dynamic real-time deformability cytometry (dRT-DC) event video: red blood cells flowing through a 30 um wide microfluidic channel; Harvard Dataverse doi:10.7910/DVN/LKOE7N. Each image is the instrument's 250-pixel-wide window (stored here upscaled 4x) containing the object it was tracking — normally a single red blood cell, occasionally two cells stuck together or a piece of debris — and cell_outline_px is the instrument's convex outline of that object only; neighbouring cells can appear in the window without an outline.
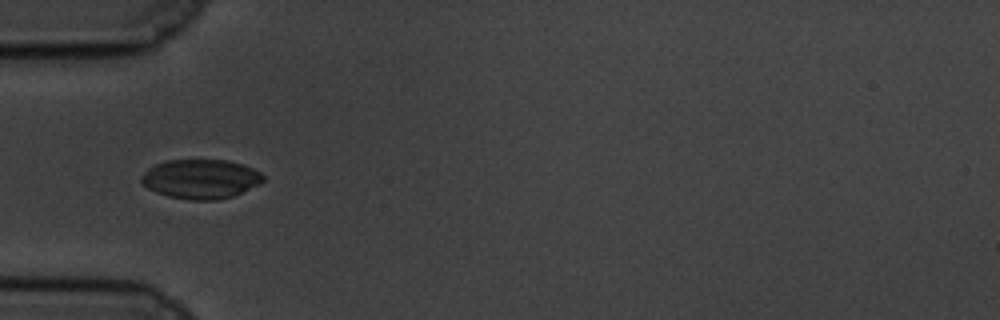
{"species": "common noctule bat (a hibernating species)", "species_latin": "Nyctalus noctula", "temperature_condition": "cold", "stored_images_in_passage": 40, "camera_frame_rate_fps": 3000, "um_per_image_px": 0.085, "animal": {"sex": "male", "body_mass_g": 19.5, "forearm_length_mm": 54.6}, "frame": {"image": 1, "passage_image": 1, "time_ms": 0.0, "image_size_px": [1000, 320], "cell_outline_px": [[264, 180], [260, 184], [232, 196], [216, 200], [188, 200], [168, 196], [156, 192], [148, 188], [140, 180], [140, 176], [148, 168], [156, 164], [168, 160], [228, 160], [252, 168], [260, 172], [264, 176]], "centroid_in_image_um": [17.05, 15.21], "position_along_channel_um": 67.9, "area_um2": 27.86}}
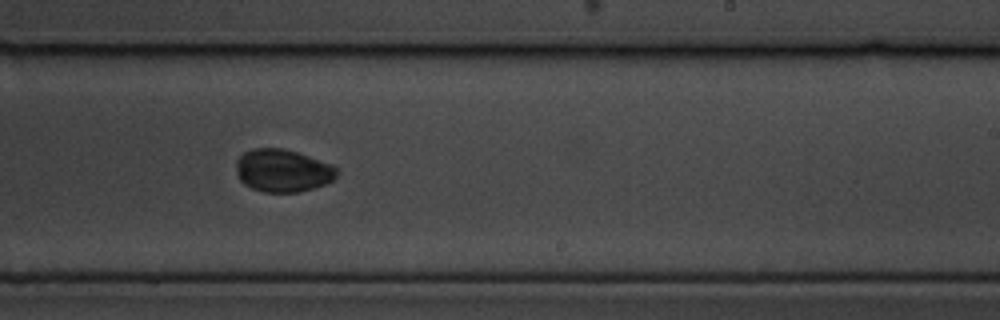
{"frame": {"image": 2, "passage_image": 18, "time_ms": 5.667, "image_size_px": [1000, 320], "cell_outline_px": [[336, 176], [332, 180], [324, 184], [300, 192], [264, 192], [252, 188], [244, 184], [240, 180], [236, 172], [236, 160], [244, 152], [252, 148], [284, 148], [332, 164], [336, 168]], "centroid_in_image_um": [23.99, 14.49], "position_along_channel_um": 265.0, "area_um2": 24.97}}
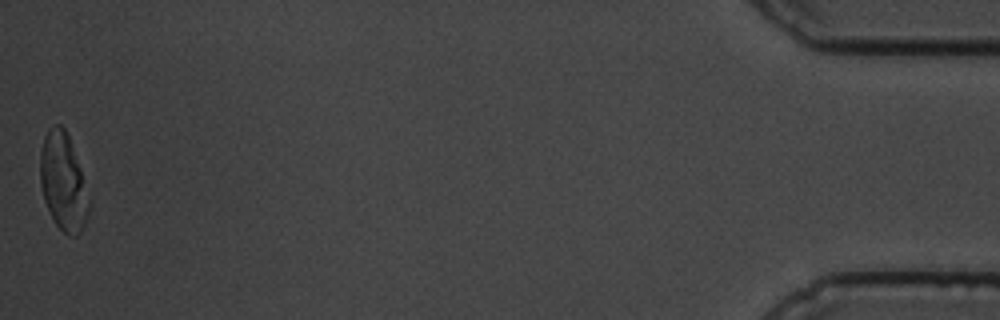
{"frame": {"image": 3, "passage_image": 40, "time_ms": 13.0, "image_size_px": [1000, 320], "cell_outline_px": [[88, 216], [80, 232], [76, 236], [68, 236], [56, 224], [44, 200], [40, 184], [40, 152], [44, 136], [48, 128], [56, 124], [60, 124], [64, 128], [68, 136], [80, 168], [88, 200]], "centroid_in_image_um": [5.34, 15.45], "position_along_channel_um": 429.9, "area_um2": 27.11}, "authors_computed_cell_mechanics": {"area_um2": 25.8077, "velocity_mm_per_s": 3.4908, "shape_relaxation_time_tau1_ms": 3.4786, "shape_relaxation_time_tau2_ms": null, "deformation_change_tau1": 0.098, "deformation_change_tau2": null}}